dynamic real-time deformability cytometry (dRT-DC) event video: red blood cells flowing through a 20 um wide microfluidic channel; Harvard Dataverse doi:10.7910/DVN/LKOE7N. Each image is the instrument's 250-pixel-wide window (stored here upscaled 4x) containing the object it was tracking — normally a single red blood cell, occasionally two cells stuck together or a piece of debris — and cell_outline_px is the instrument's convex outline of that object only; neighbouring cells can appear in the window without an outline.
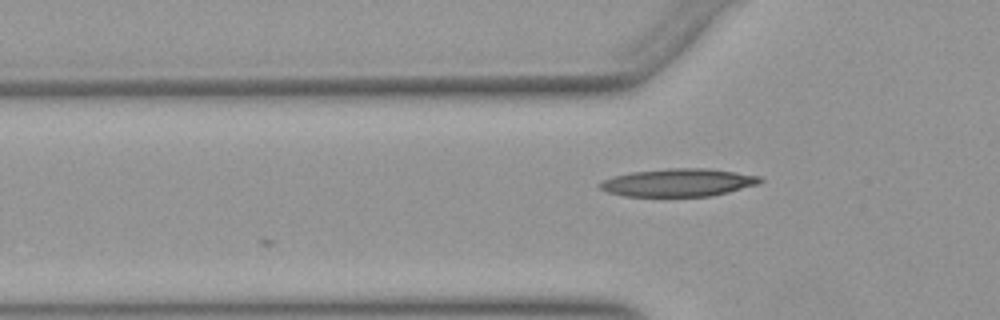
{"species": "Egyptian fruit bat (a non-hibernating species)", "species_latin": "Rousettus aegyptiacus", "temperature_condition": "warm", "stored_images_in_passage": 3, "camera_frame_rate_fps": 3000, "um_per_image_px": 0.085, "animal": {"sex": "female"}, "frame": {"image": 1, "passage_image": 3, "time_ms": 0.667, "image_size_px": [1000, 320], "cell_outline_px": [[764, 180], [760, 184], [712, 196], [624, 196], [608, 192], [600, 188], [596, 184], [604, 180], [616, 176], [632, 172], [668, 168], [708, 168], [736, 172], [760, 176]], "centroid_in_image_um": [57.7, 15.51], "position_along_channel_um": 68.1, "area_um2": 26.01}}